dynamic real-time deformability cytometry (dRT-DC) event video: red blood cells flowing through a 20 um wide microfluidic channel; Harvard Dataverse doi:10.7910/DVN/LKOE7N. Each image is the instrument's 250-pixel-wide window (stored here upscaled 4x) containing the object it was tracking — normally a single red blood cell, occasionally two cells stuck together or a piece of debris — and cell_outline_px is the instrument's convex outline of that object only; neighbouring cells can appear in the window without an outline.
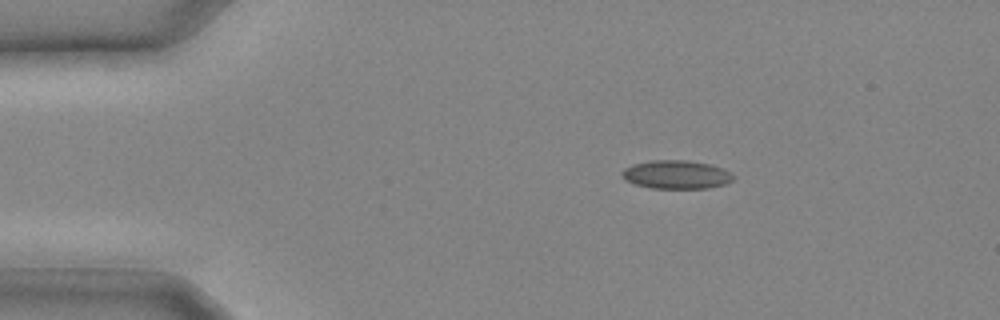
{"species": "common noctule bat (a hibernating species)", "species_latin": "Nyctalus noctula", "temperature_condition": "cold", "stored_images_in_passage": 16, "camera_frame_rate_fps": 3000, "um_per_image_px": 0.085, "animal": {"sex": "male", "body_mass_g": 20.4}, "frame": {"image": 1, "passage_image": 2, "time_ms": 0.333, "image_size_px": [1000, 320], "cell_outline_px": [[732, 180], [724, 184], [708, 188], [652, 188], [636, 184], [628, 180], [620, 172], [624, 168], [632, 164], [652, 160], [684, 160], [712, 164], [724, 168], [732, 176]], "centroid_in_image_um": [57.49, 14.82], "position_along_channel_um": 27.5, "area_um2": 18.26}}
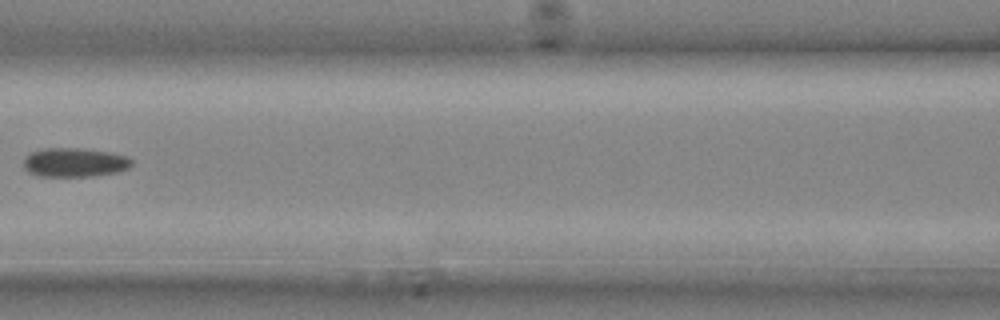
{"frame": {"image": 2, "passage_image": 10, "time_ms": 3.0, "image_size_px": [1000, 320], "cell_outline_px": [[132, 164], [128, 168], [116, 172], [92, 176], [40, 176], [28, 172], [24, 168], [24, 156], [32, 152], [44, 148], [80, 148], [112, 152], [128, 156], [132, 160]], "centroid_in_image_um": [6.34, 13.79], "position_along_channel_um": 160.3, "area_um2": 18.38}}
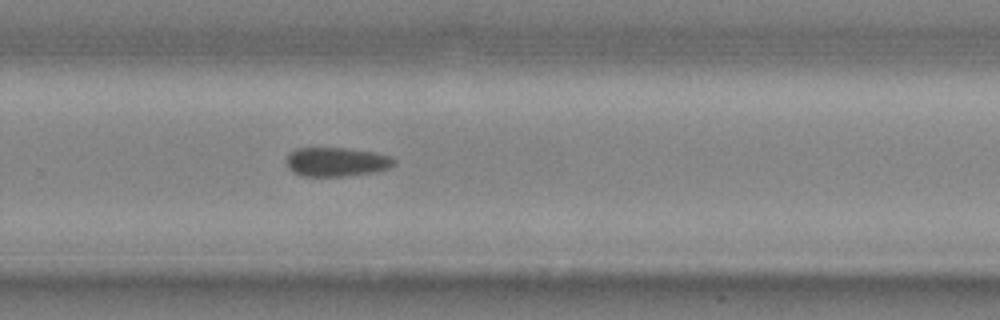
{"frame": {"image": 3, "passage_image": 16, "time_ms": 5.0, "image_size_px": [1000, 320], "cell_outline_px": [[396, 164], [388, 168], [372, 172], [344, 176], [300, 176], [292, 172], [288, 168], [284, 160], [288, 152], [296, 148], [344, 148], [372, 152], [388, 156], [396, 160]], "centroid_in_image_um": [28.51, 13.76], "position_along_channel_um": 301.3, "area_um2": 18.32}}